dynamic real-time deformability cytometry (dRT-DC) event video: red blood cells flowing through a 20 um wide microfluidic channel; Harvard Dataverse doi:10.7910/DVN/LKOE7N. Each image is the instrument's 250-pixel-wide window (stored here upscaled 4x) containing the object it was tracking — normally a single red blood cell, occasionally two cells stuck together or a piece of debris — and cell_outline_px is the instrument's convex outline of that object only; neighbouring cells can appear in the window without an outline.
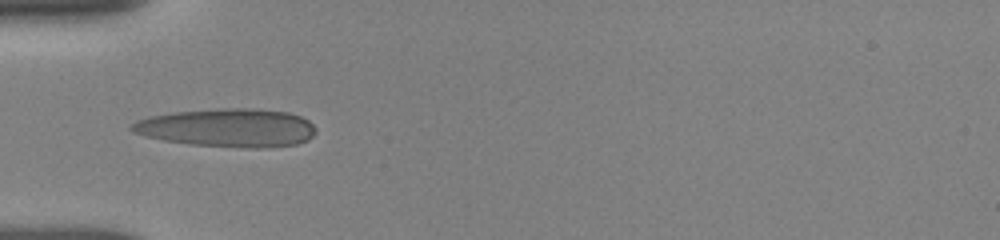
{"species": "human", "species_latin": "Homo sapiens", "temperature_condition": "room temperature", "stored_images_in_passage": 50, "camera_frame_rate_fps": 3000, "um_per_image_px": 0.085, "donor": {"sex": "female"}, "frame": {"image": 1, "passage_image": 1, "time_ms": 0.0, "image_size_px": [1000, 240], "cell_outline_px": [[316, 132], [308, 140], [296, 144], [268, 148], [248, 148], [192, 144], [164, 140], [144, 136], [132, 132], [128, 128], [136, 120], [148, 116], [172, 112], [220, 108], [256, 108], [288, 112], [300, 116], [308, 120], [316, 128]], "centroid_in_image_um": [19.34, 10.85], "position_along_channel_um": 65.7, "area_um2": 41.5}}
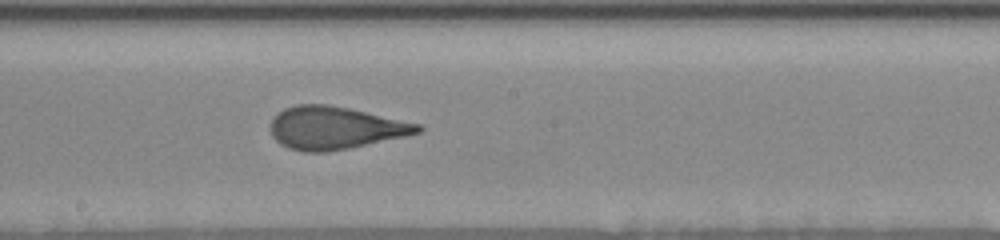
{"frame": {"image": 2, "passage_image": 24, "time_ms": 4.0, "image_size_px": [1000, 240], "cell_outline_px": [[424, 128], [420, 132], [408, 136], [348, 148], [324, 152], [304, 152], [288, 148], [280, 144], [272, 136], [272, 116], [284, 108], [296, 104], [324, 104], [348, 108], [420, 124]], "centroid_in_image_um": [28.47, 10.87], "position_along_channel_um": 219.7, "area_um2": 36.47}}
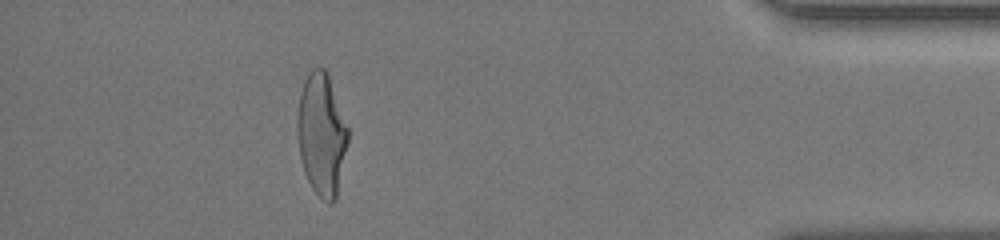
{"frame": {"image": 3, "passage_image": 46, "time_ms": 10.0, "image_size_px": [1000, 240], "cell_outline_px": [[348, 140], [336, 200], [332, 204], [328, 204], [312, 188], [304, 172], [300, 156], [296, 136], [296, 116], [300, 92], [304, 80], [308, 72], [312, 68], [324, 68], [328, 72], [348, 128]], "centroid_in_image_um": [27.31, 11.4], "position_along_channel_um": 407.9, "area_um2": 36.41}, "authors_computed_cell_mechanics": {"area_um2": 36.4718, "velocity_mm_per_s": 3.8683, "shape_relaxation_time_tau1_ms": 5.8067, "shape_relaxation_time_tau2_ms": 1.0827, "deformation_change_tau1": 0.2171, "deformation_change_tau2": 0.1022}}